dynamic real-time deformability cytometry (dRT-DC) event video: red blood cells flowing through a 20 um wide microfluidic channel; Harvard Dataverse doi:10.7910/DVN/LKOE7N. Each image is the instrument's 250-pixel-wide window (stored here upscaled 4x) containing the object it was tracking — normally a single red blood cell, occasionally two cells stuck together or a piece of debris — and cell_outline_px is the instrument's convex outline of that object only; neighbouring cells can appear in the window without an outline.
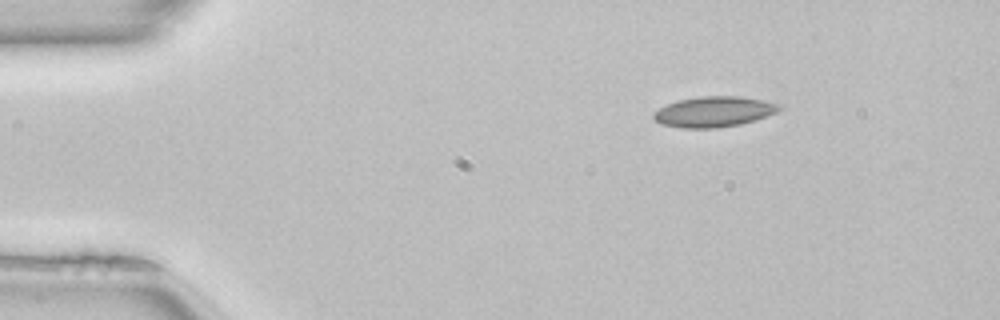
{"species": "common noctule bat (a hibernating species)", "species_latin": "Nyctalus noctula", "temperature_condition": "room temperature", "stored_images_in_passage": 44, "camera_frame_rate_fps": 3000, "um_per_image_px": 0.085, "animal": {"sex": "female", "body_mass_g": 22.7, "forearm_length_mm": 54.2}, "frame": {"image": 1, "passage_image": 1, "time_ms": 0.0, "image_size_px": [1000, 320], "cell_outline_px": [[784, 108], [776, 112], [756, 120], [740, 124], [716, 128], [680, 128], [660, 124], [652, 116], [652, 112], [668, 104], [680, 100], [700, 96], [740, 96], [764, 100], [780, 104]], "centroid_in_image_um": [60.7, 9.5], "position_along_channel_um": 24.3, "area_um2": 22.43}}
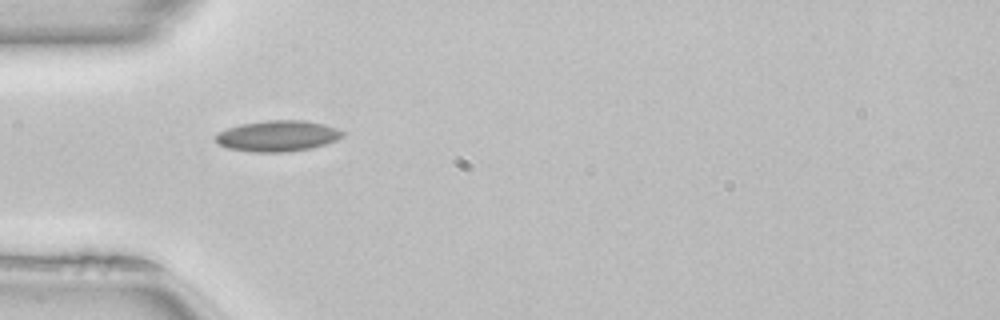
{"frame": {"image": 2, "passage_image": 9, "time_ms": 2.667, "image_size_px": [1000, 320], "cell_outline_px": [[344, 136], [336, 140], [312, 148], [288, 152], [252, 152], [228, 148], [220, 144], [216, 140], [216, 132], [240, 124], [264, 120], [304, 120], [324, 124], [336, 128], [344, 132]], "centroid_in_image_um": [23.6, 11.55], "position_along_channel_um": 61.4, "area_um2": 22.95}}
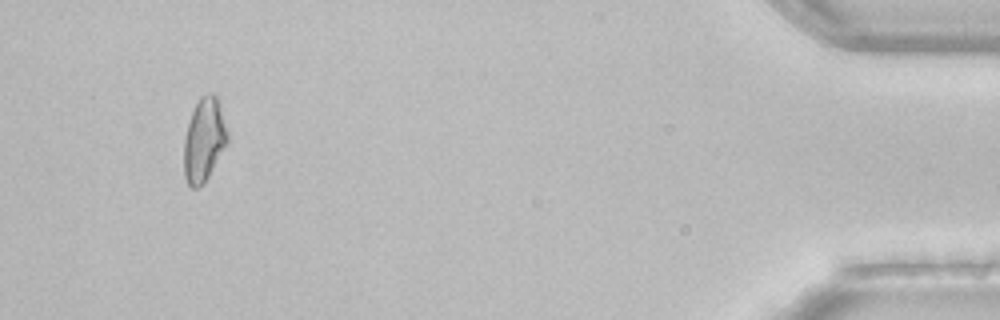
{"frame": {"image": 3, "passage_image": 41, "time_ms": 13.333, "image_size_px": [1000, 320], "cell_outline_px": [[228, 140], [204, 184], [196, 188], [192, 188], [188, 184], [184, 176], [184, 140], [188, 124], [192, 112], [200, 96], [212, 92], [216, 96], [228, 132]], "centroid_in_image_um": [17.33, 11.91], "position_along_channel_um": 417.9, "area_um2": 20.87}, "authors_computed_cell_mechanics": {"area_um2": 20.5768, "velocity_mm_per_s": 4.0674, "shape_relaxation_time_tau1_ms": null, "shape_relaxation_time_tau2_ms": 3.0763, "deformation_change_tau1": null, "deformation_change_tau2": 0.069}}